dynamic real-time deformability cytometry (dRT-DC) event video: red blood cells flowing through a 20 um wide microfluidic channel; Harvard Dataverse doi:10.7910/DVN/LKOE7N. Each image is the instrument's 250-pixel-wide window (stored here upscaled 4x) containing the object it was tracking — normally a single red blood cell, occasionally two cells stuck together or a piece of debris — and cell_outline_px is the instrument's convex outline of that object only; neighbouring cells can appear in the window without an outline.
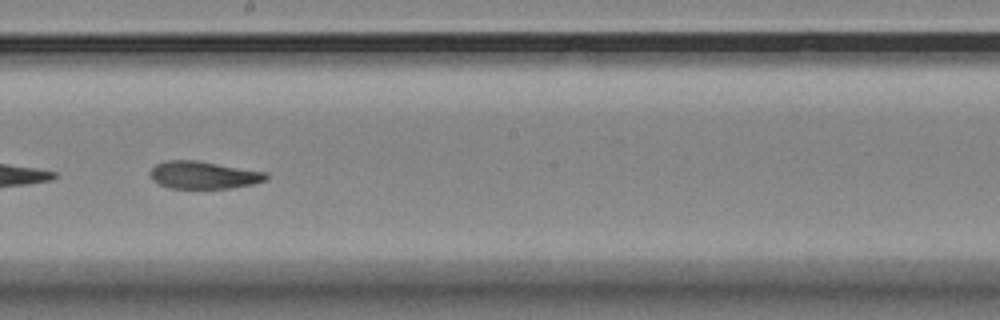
{"species": "Egyptian fruit bat (a non-hibernating species)", "species_latin": "Rousettus aegyptiacus", "temperature_condition": "room temperature", "stored_images_in_passage": 44, "camera_frame_rate_fps": 3000, "um_per_image_px": 0.085, "animal": {"sex": "female"}, "frame": {"image": 1, "passage_image": 19, "time_ms": 6.0, "image_size_px": [1000, 320], "cell_outline_px": [[268, 176], [264, 180], [252, 184], [232, 188], [172, 188], [160, 184], [152, 180], [148, 172], [156, 164], [168, 160], [196, 160], [268, 172]], "centroid_in_image_um": [17.29, 14.87], "position_along_channel_um": 230.9, "area_um2": 18.55}}
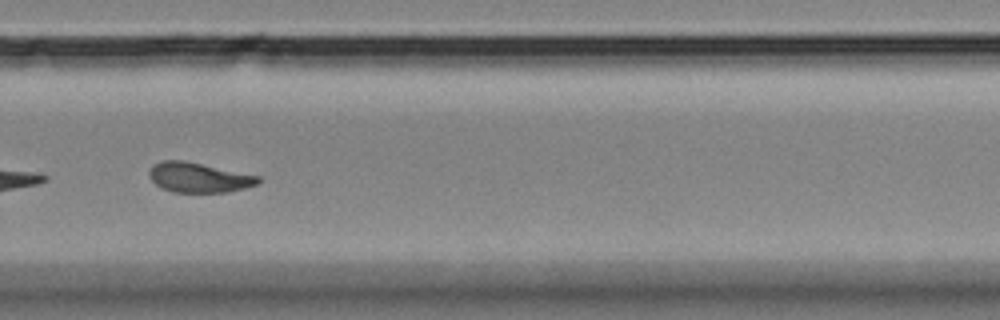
{"frame": {"image": 2, "passage_image": 26, "time_ms": 8.333, "image_size_px": [1000, 320], "cell_outline_px": [[260, 184], [244, 188], [224, 192], [172, 192], [160, 188], [148, 176], [148, 172], [152, 164], [160, 160], [184, 160], [260, 176]], "centroid_in_image_um": [16.86, 15.08], "position_along_channel_um": 312.9, "area_um2": 19.13}, "authors_computed_cell_mechanics": {"area_um2": 19.3052, "velocity_mm_per_s": 3.5273, "shape_relaxation_time_tau1_ms": 4.846, "shape_relaxation_time_tau2_ms": 3.8612, "deformation_change_tau1": 0.1684, "deformation_change_tau2": 0.0751}}